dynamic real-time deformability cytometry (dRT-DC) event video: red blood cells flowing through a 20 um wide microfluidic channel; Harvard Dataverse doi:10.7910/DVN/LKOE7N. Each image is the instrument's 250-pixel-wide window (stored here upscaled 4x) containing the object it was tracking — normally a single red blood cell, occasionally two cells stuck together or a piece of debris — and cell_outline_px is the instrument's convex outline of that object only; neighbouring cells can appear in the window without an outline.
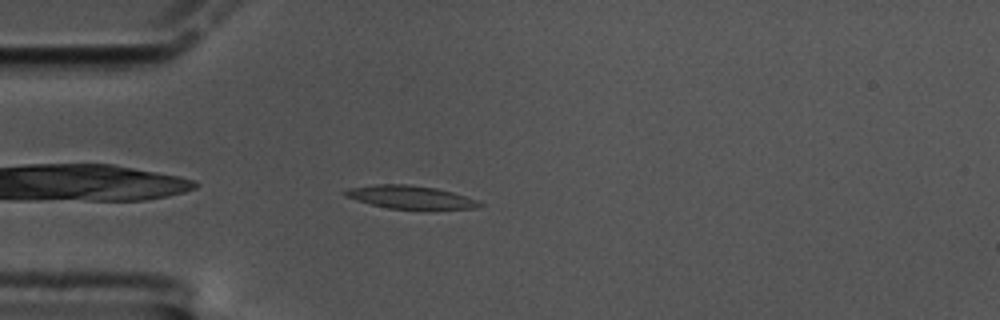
{"species": "common noctule bat (a hibernating species)", "species_latin": "Nyctalus noctula", "temperature_condition": "cold", "stored_images_in_passage": 47, "camera_frame_rate_fps": 3000, "um_per_image_px": 0.085, "animal": {"sex": "male", "body_mass_g": 17.5, "forearm_length_mm": 52.3}, "frame": {"image": 1, "passage_image": 3, "time_ms": 0.667, "image_size_px": [1000, 320], "cell_outline_px": [[484, 204], [476, 208], [388, 208], [372, 204], [344, 196], [340, 192], [348, 188], [376, 184], [408, 184], [436, 188], [452, 192], [480, 200]], "centroid_in_image_um": [34.85, 16.73], "position_along_channel_um": 50.1, "area_um2": 17.8}}
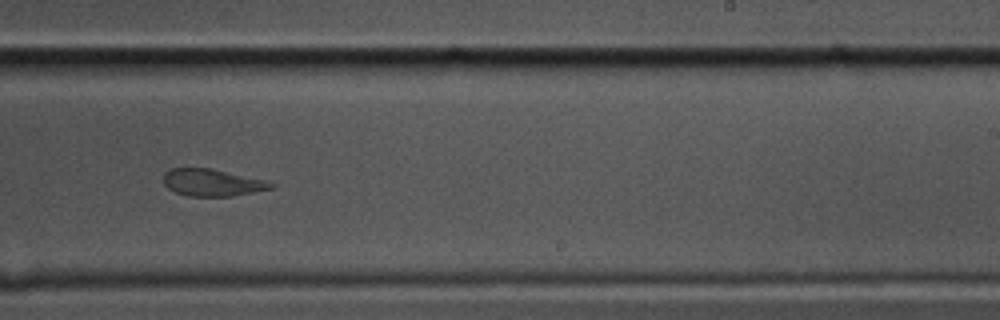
{"frame": {"image": 2, "passage_image": 24, "time_ms": 7.667, "image_size_px": [1000, 320], "cell_outline_px": [[276, 184], [272, 188], [232, 196], [188, 196], [172, 192], [164, 184], [164, 172], [172, 168], [212, 168], [268, 180]], "centroid_in_image_um": [18.04, 15.51], "position_along_channel_um": 271.0, "area_um2": 17.17}}
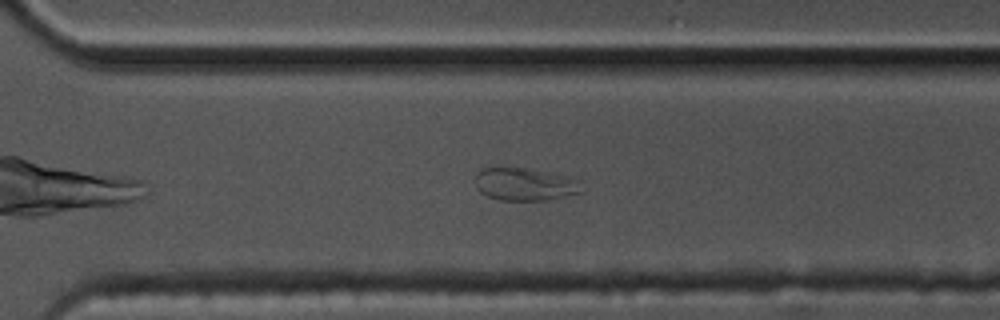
{"frame": {"image": 3, "passage_image": 29, "time_ms": 9.333, "image_size_px": [1000, 320], "cell_outline_px": [[584, 192], [548, 200], [500, 200], [488, 196], [480, 192], [476, 188], [476, 172], [480, 168], [520, 168], [572, 176], [584, 180]], "centroid_in_image_um": [44.71, 15.67], "position_along_channel_um": 325.9, "area_um2": 20.69}, "authors_computed_cell_mechanics": {"area_um2": 18.496, "velocity_mm_per_s": 3.3169, "shape_relaxation_time_tau1_ms": null, "shape_relaxation_time_tau2_ms": 1.7219, "deformation_change_tau1": null, "deformation_change_tau2": 0.0819}}